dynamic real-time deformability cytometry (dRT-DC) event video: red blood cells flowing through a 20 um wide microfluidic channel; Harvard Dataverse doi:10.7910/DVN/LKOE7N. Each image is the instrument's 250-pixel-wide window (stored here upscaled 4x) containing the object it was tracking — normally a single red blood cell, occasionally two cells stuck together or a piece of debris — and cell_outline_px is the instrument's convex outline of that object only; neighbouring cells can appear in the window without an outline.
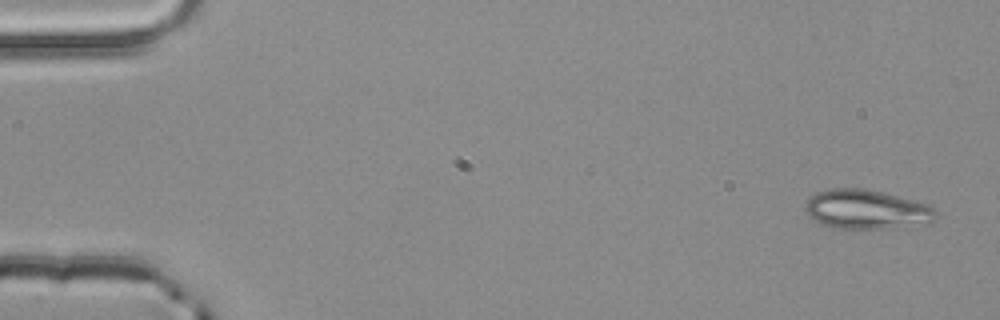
{"species": "common noctule bat (a hibernating species)", "species_latin": "Nyctalus noctula", "temperature_condition": "room temperature", "stored_images_in_passage": 5, "camera_frame_rate_fps": 3000, "um_per_image_px": 0.085, "animal": {"sex": "male", "body_mass_g": 20.4}, "frame": {"image": 1, "passage_image": 1, "time_ms": 0.0, "image_size_px": [1000, 320], "cell_outline_px": [[936, 216], [928, 224], [896, 228], [832, 228], [820, 224], [808, 216], [804, 208], [808, 200], [816, 192], [832, 188], [864, 188], [884, 192], [916, 200], [928, 204], [936, 208]], "centroid_in_image_um": [73.68, 17.8], "position_along_channel_um": 11.3, "area_um2": 30.35}}